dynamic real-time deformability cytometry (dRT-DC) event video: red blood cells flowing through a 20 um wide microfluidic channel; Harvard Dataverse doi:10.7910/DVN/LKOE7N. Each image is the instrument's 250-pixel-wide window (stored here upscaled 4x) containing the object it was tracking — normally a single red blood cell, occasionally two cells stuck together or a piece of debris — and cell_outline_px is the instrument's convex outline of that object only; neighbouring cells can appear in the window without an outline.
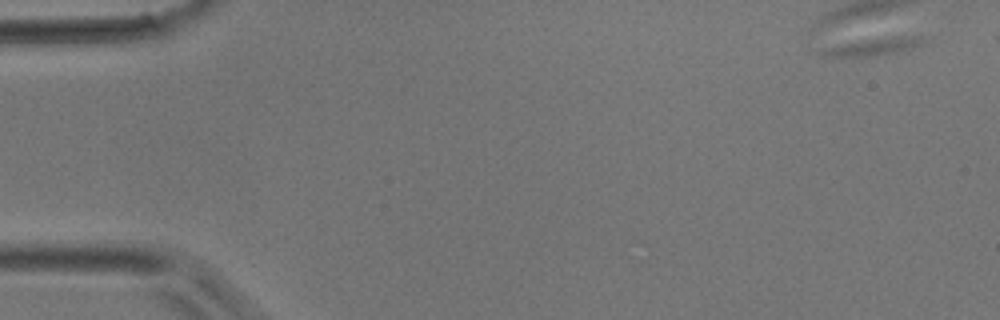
{"species": "common noctule bat (a hibernating species)", "species_latin": "Nyctalus noctula", "temperature_condition": "room temperature", "stored_images_in_passage": 3, "camera_frame_rate_fps": 3000, "um_per_image_px": 0.085, "animal": {"sex": "male", "body_mass_g": 17.9}, "frame": {"image": 1, "passage_image": 1, "time_ms": 0.0, "image_size_px": [1000, 320], "cell_outline_px": [[932, 40], [928, 44], [896, 52], [876, 56], [824, 56], [812, 52], [820, 48], [868, 40], [896, 36], [920, 36]], "centroid_in_image_um": [74.32, 3.97], "position_along_channel_um": 10.7, "area_um2": 10.46}}